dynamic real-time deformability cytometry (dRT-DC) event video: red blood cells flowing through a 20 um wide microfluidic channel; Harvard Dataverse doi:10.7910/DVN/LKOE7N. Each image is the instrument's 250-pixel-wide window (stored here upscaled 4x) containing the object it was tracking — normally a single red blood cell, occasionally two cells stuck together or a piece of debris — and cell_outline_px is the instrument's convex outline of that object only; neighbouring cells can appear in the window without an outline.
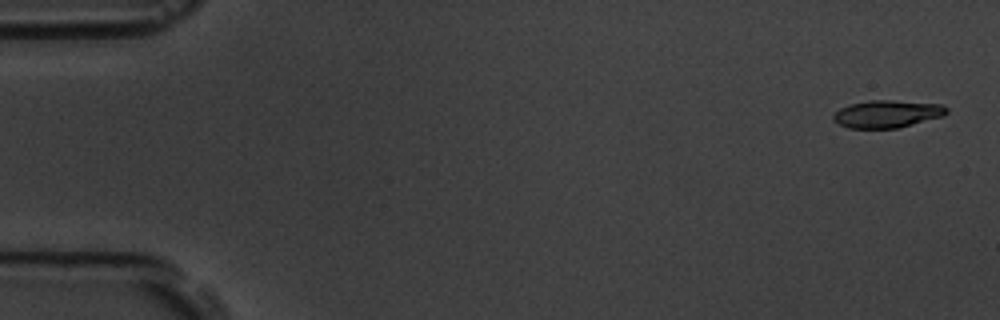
{"species": "common noctule bat (a hibernating species)", "species_latin": "Nyctalus noctula", "temperature_condition": "room temperature", "stored_images_in_passage": 4, "camera_frame_rate_fps": 3000, "um_per_image_px": 0.085, "animal": {"sex": "male", "body_mass_g": 19.5, "forearm_length_mm": 54.6}, "frame": {"image": 1, "passage_image": 1, "time_ms": 0.0, "image_size_px": [1000, 320], "cell_outline_px": [[948, 112], [944, 116], [896, 128], [848, 128], [832, 120], [832, 116], [840, 108], [848, 104], [868, 100], [892, 100], [940, 104], [948, 108]], "centroid_in_image_um": [75.39, 9.67], "position_along_channel_um": 9.6, "area_um2": 18.15}}